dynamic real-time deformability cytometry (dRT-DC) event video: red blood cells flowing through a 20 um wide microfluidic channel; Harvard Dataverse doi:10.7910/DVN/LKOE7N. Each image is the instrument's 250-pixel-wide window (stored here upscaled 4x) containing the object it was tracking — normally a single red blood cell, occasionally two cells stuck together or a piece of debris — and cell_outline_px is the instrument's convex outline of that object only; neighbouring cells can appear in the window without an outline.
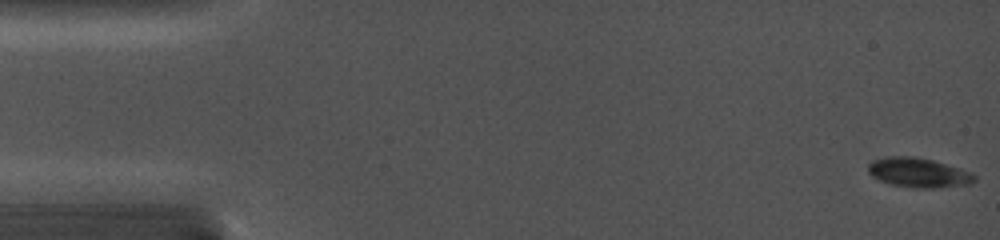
{"species": "common noctule bat (a hibernating species)", "species_latin": "Nyctalus noctula", "temperature_condition": "cold", "stored_images_in_passage": 43, "camera_frame_rate_fps": 5000, "um_per_image_px": 0.085, "animal": {"sex": "female", "body_mass_g": 19.0, "forearm_length_mm": 56.7}, "frame": {"image": 1, "passage_image": 1, "time_ms": 0.0, "image_size_px": [1000, 240], "cell_outline_px": [[976, 180], [968, 184], [932, 188], [916, 188], [892, 184], [880, 180], [872, 176], [868, 172], [868, 164], [872, 160], [884, 156], [912, 156], [932, 160], [960, 168], [972, 172], [976, 176]], "centroid_in_image_um": [78.05, 14.66], "position_along_channel_um": 6.9, "area_um2": 18.26}}
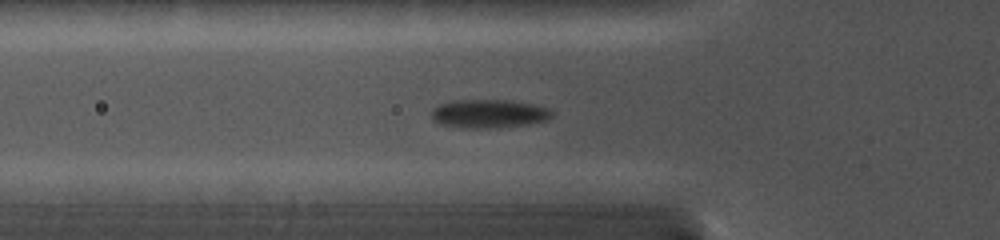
{"frame": {"image": 2, "passage_image": 24, "time_ms": 5.4, "image_size_px": [1000, 240], "cell_outline_px": [[552, 116], [548, 120], [528, 124], [496, 128], [464, 128], [440, 124], [432, 120], [432, 108], [440, 104], [452, 100], [512, 100], [532, 104], [548, 108], [552, 112]], "centroid_in_image_um": [41.54, 9.66], "position_along_channel_um": 84.3, "area_um2": 20.17}}
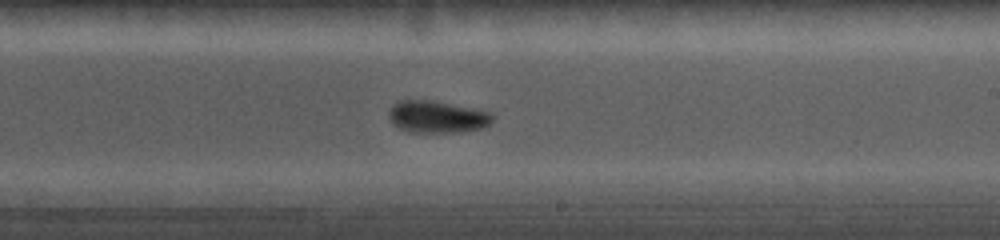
{"frame": {"image": 3, "passage_image": 43, "time_ms": 9.6, "image_size_px": [1000, 240], "cell_outline_px": [[492, 120], [484, 128], [464, 132], [408, 132], [392, 124], [388, 116], [388, 112], [400, 100], [432, 100], [476, 108], [492, 112]], "centroid_in_image_um": [37.18, 9.93], "position_along_channel_um": 251.8, "area_um2": 19.54}}